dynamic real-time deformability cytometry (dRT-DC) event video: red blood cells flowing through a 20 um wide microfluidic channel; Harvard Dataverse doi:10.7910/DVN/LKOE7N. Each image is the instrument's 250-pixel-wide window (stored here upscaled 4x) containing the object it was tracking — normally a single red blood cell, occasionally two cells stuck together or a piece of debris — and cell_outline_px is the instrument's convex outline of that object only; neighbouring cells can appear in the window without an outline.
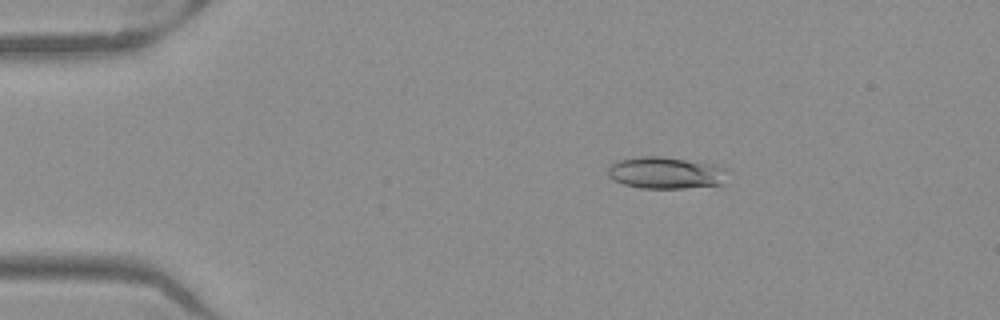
{"species": "Egyptian fruit bat (a non-hibernating species)", "species_latin": "Rousettus aegyptiacus", "temperature_condition": "warm", "stored_images_in_passage": 51, "camera_frame_rate_fps": 3000, "um_per_image_px": 0.085, "frame": {"image": 1, "passage_image": 9, "time_ms": 2.667, "image_size_px": [1000, 320], "cell_outline_px": [[732, 172], [724, 184], [684, 188], [640, 188], [624, 184], [608, 176], [608, 168], [616, 160], [640, 156], [660, 156], [712, 164], [724, 168]], "centroid_in_image_um": [56.65, 14.69], "position_along_channel_um": 28.4, "area_um2": 22.37}}
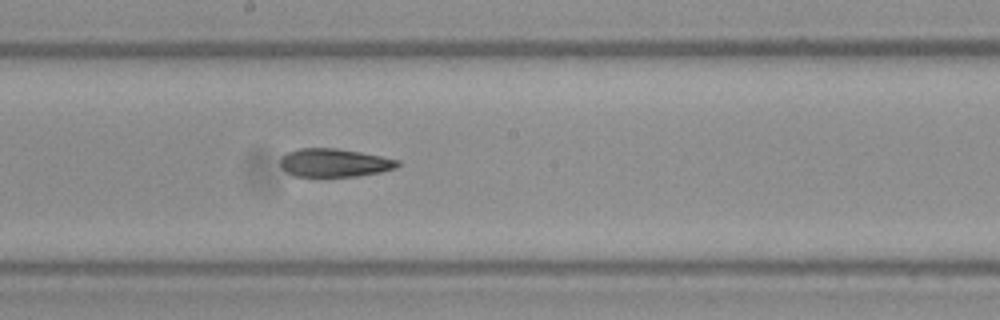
{"frame": {"image": 2, "passage_image": 28, "time_ms": 9.0, "image_size_px": [1000, 320], "cell_outline_px": [[400, 164], [396, 168], [380, 172], [356, 176], [320, 180], [296, 176], [288, 172], [280, 164], [280, 160], [288, 152], [300, 148], [336, 148], [360, 152], [400, 160]], "centroid_in_image_um": [28.42, 13.88], "position_along_channel_um": 219.8, "area_um2": 19.94}}
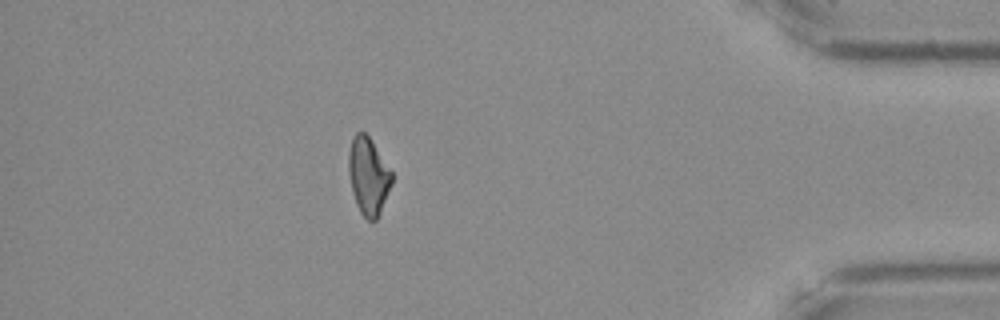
{"frame": {"image": 3, "passage_image": 45, "time_ms": 14.667, "image_size_px": [1000, 320], "cell_outline_px": [[392, 184], [380, 212], [376, 220], [368, 220], [360, 212], [356, 204], [352, 192], [348, 172], [348, 152], [352, 136], [356, 132], [364, 132], [368, 136], [392, 172]], "centroid_in_image_um": [31.28, 14.96], "position_along_channel_um": 403.9, "area_um2": 19.36}, "authors_computed_cell_mechanics": {"area_um2": 20.4034, "velocity_mm_per_s": 4.0028, "shape_relaxation_time_tau1_ms": null, "shape_relaxation_time_tau2_ms": 6.8519, "deformation_change_tau1": null, "deformation_change_tau2": 0.1681}}